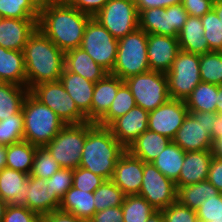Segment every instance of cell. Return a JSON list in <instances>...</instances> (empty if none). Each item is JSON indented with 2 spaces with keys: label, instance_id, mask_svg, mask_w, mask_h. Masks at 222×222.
<instances>
[{
  "label": "cell",
  "instance_id": "45",
  "mask_svg": "<svg viewBox=\"0 0 222 222\" xmlns=\"http://www.w3.org/2000/svg\"><path fill=\"white\" fill-rule=\"evenodd\" d=\"M161 211L164 222H199L196 211L181 204L178 200Z\"/></svg>",
  "mask_w": 222,
  "mask_h": 222
},
{
  "label": "cell",
  "instance_id": "52",
  "mask_svg": "<svg viewBox=\"0 0 222 222\" xmlns=\"http://www.w3.org/2000/svg\"><path fill=\"white\" fill-rule=\"evenodd\" d=\"M43 222H84V219L78 218L72 213L61 210H54L42 216Z\"/></svg>",
  "mask_w": 222,
  "mask_h": 222
},
{
  "label": "cell",
  "instance_id": "9",
  "mask_svg": "<svg viewBox=\"0 0 222 222\" xmlns=\"http://www.w3.org/2000/svg\"><path fill=\"white\" fill-rule=\"evenodd\" d=\"M137 106L152 111L166 103L170 97L165 73L149 70L124 80Z\"/></svg>",
  "mask_w": 222,
  "mask_h": 222
},
{
  "label": "cell",
  "instance_id": "15",
  "mask_svg": "<svg viewBox=\"0 0 222 222\" xmlns=\"http://www.w3.org/2000/svg\"><path fill=\"white\" fill-rule=\"evenodd\" d=\"M188 113L185 101L169 99L155 110L149 111L148 129L172 140Z\"/></svg>",
  "mask_w": 222,
  "mask_h": 222
},
{
  "label": "cell",
  "instance_id": "39",
  "mask_svg": "<svg viewBox=\"0 0 222 222\" xmlns=\"http://www.w3.org/2000/svg\"><path fill=\"white\" fill-rule=\"evenodd\" d=\"M200 76L204 83L222 85V52L200 55Z\"/></svg>",
  "mask_w": 222,
  "mask_h": 222
},
{
  "label": "cell",
  "instance_id": "11",
  "mask_svg": "<svg viewBox=\"0 0 222 222\" xmlns=\"http://www.w3.org/2000/svg\"><path fill=\"white\" fill-rule=\"evenodd\" d=\"M80 47L108 73L112 72L117 56L118 39H115L94 17L86 26Z\"/></svg>",
  "mask_w": 222,
  "mask_h": 222
},
{
  "label": "cell",
  "instance_id": "53",
  "mask_svg": "<svg viewBox=\"0 0 222 222\" xmlns=\"http://www.w3.org/2000/svg\"><path fill=\"white\" fill-rule=\"evenodd\" d=\"M182 0H135L138 13L149 8H166L173 4L181 3Z\"/></svg>",
  "mask_w": 222,
  "mask_h": 222
},
{
  "label": "cell",
  "instance_id": "48",
  "mask_svg": "<svg viewBox=\"0 0 222 222\" xmlns=\"http://www.w3.org/2000/svg\"><path fill=\"white\" fill-rule=\"evenodd\" d=\"M69 6L94 17L109 0H64Z\"/></svg>",
  "mask_w": 222,
  "mask_h": 222
},
{
  "label": "cell",
  "instance_id": "61",
  "mask_svg": "<svg viewBox=\"0 0 222 222\" xmlns=\"http://www.w3.org/2000/svg\"><path fill=\"white\" fill-rule=\"evenodd\" d=\"M39 6L44 3L46 0H34Z\"/></svg>",
  "mask_w": 222,
  "mask_h": 222
},
{
  "label": "cell",
  "instance_id": "35",
  "mask_svg": "<svg viewBox=\"0 0 222 222\" xmlns=\"http://www.w3.org/2000/svg\"><path fill=\"white\" fill-rule=\"evenodd\" d=\"M136 106L129 87L124 82L117 91L115 98L108 112L96 123L99 126L108 127L115 119L125 115L129 110Z\"/></svg>",
  "mask_w": 222,
  "mask_h": 222
},
{
  "label": "cell",
  "instance_id": "43",
  "mask_svg": "<svg viewBox=\"0 0 222 222\" xmlns=\"http://www.w3.org/2000/svg\"><path fill=\"white\" fill-rule=\"evenodd\" d=\"M47 191L55 193L60 199L72 187L73 170L61 168L47 179Z\"/></svg>",
  "mask_w": 222,
  "mask_h": 222
},
{
  "label": "cell",
  "instance_id": "12",
  "mask_svg": "<svg viewBox=\"0 0 222 222\" xmlns=\"http://www.w3.org/2000/svg\"><path fill=\"white\" fill-rule=\"evenodd\" d=\"M188 16L181 3L166 8H149L139 12V29L147 34L178 37Z\"/></svg>",
  "mask_w": 222,
  "mask_h": 222
},
{
  "label": "cell",
  "instance_id": "34",
  "mask_svg": "<svg viewBox=\"0 0 222 222\" xmlns=\"http://www.w3.org/2000/svg\"><path fill=\"white\" fill-rule=\"evenodd\" d=\"M217 85L199 83L186 99L189 112H216Z\"/></svg>",
  "mask_w": 222,
  "mask_h": 222
},
{
  "label": "cell",
  "instance_id": "23",
  "mask_svg": "<svg viewBox=\"0 0 222 222\" xmlns=\"http://www.w3.org/2000/svg\"><path fill=\"white\" fill-rule=\"evenodd\" d=\"M124 83L122 79L107 73L94 86L91 102V122L97 123L109 110L118 88Z\"/></svg>",
  "mask_w": 222,
  "mask_h": 222
},
{
  "label": "cell",
  "instance_id": "5",
  "mask_svg": "<svg viewBox=\"0 0 222 222\" xmlns=\"http://www.w3.org/2000/svg\"><path fill=\"white\" fill-rule=\"evenodd\" d=\"M149 70L147 33L138 28L118 39L117 56L111 74L124 81Z\"/></svg>",
  "mask_w": 222,
  "mask_h": 222
},
{
  "label": "cell",
  "instance_id": "47",
  "mask_svg": "<svg viewBox=\"0 0 222 222\" xmlns=\"http://www.w3.org/2000/svg\"><path fill=\"white\" fill-rule=\"evenodd\" d=\"M42 216L31 211L26 206L8 205L2 222H41Z\"/></svg>",
  "mask_w": 222,
  "mask_h": 222
},
{
  "label": "cell",
  "instance_id": "20",
  "mask_svg": "<svg viewBox=\"0 0 222 222\" xmlns=\"http://www.w3.org/2000/svg\"><path fill=\"white\" fill-rule=\"evenodd\" d=\"M60 82L74 100L78 109L86 116L87 121L91 122V102L95 83L79 74L69 72L65 68L62 71Z\"/></svg>",
  "mask_w": 222,
  "mask_h": 222
},
{
  "label": "cell",
  "instance_id": "46",
  "mask_svg": "<svg viewBox=\"0 0 222 222\" xmlns=\"http://www.w3.org/2000/svg\"><path fill=\"white\" fill-rule=\"evenodd\" d=\"M199 222H211L222 217V193L206 198L196 211Z\"/></svg>",
  "mask_w": 222,
  "mask_h": 222
},
{
  "label": "cell",
  "instance_id": "50",
  "mask_svg": "<svg viewBox=\"0 0 222 222\" xmlns=\"http://www.w3.org/2000/svg\"><path fill=\"white\" fill-rule=\"evenodd\" d=\"M207 180L222 193V158L213 155Z\"/></svg>",
  "mask_w": 222,
  "mask_h": 222
},
{
  "label": "cell",
  "instance_id": "58",
  "mask_svg": "<svg viewBox=\"0 0 222 222\" xmlns=\"http://www.w3.org/2000/svg\"><path fill=\"white\" fill-rule=\"evenodd\" d=\"M147 222H164L161 210H156L148 219Z\"/></svg>",
  "mask_w": 222,
  "mask_h": 222
},
{
  "label": "cell",
  "instance_id": "27",
  "mask_svg": "<svg viewBox=\"0 0 222 222\" xmlns=\"http://www.w3.org/2000/svg\"><path fill=\"white\" fill-rule=\"evenodd\" d=\"M171 142L170 138L148 129L137 137L126 150L144 162H152Z\"/></svg>",
  "mask_w": 222,
  "mask_h": 222
},
{
  "label": "cell",
  "instance_id": "28",
  "mask_svg": "<svg viewBox=\"0 0 222 222\" xmlns=\"http://www.w3.org/2000/svg\"><path fill=\"white\" fill-rule=\"evenodd\" d=\"M0 82L26 87V67L23 51L8 50L0 46Z\"/></svg>",
  "mask_w": 222,
  "mask_h": 222
},
{
  "label": "cell",
  "instance_id": "24",
  "mask_svg": "<svg viewBox=\"0 0 222 222\" xmlns=\"http://www.w3.org/2000/svg\"><path fill=\"white\" fill-rule=\"evenodd\" d=\"M29 174L5 167L0 171V197L12 206H26Z\"/></svg>",
  "mask_w": 222,
  "mask_h": 222
},
{
  "label": "cell",
  "instance_id": "7",
  "mask_svg": "<svg viewBox=\"0 0 222 222\" xmlns=\"http://www.w3.org/2000/svg\"><path fill=\"white\" fill-rule=\"evenodd\" d=\"M214 112H189L172 141L185 152L213 150Z\"/></svg>",
  "mask_w": 222,
  "mask_h": 222
},
{
  "label": "cell",
  "instance_id": "16",
  "mask_svg": "<svg viewBox=\"0 0 222 222\" xmlns=\"http://www.w3.org/2000/svg\"><path fill=\"white\" fill-rule=\"evenodd\" d=\"M180 51L178 37L147 34V56L150 70L166 73Z\"/></svg>",
  "mask_w": 222,
  "mask_h": 222
},
{
  "label": "cell",
  "instance_id": "19",
  "mask_svg": "<svg viewBox=\"0 0 222 222\" xmlns=\"http://www.w3.org/2000/svg\"><path fill=\"white\" fill-rule=\"evenodd\" d=\"M38 18H2L0 46L8 50L23 51L28 38L37 29Z\"/></svg>",
  "mask_w": 222,
  "mask_h": 222
},
{
  "label": "cell",
  "instance_id": "26",
  "mask_svg": "<svg viewBox=\"0 0 222 222\" xmlns=\"http://www.w3.org/2000/svg\"><path fill=\"white\" fill-rule=\"evenodd\" d=\"M178 42L180 50L187 53L201 55L211 52L208 41L204 37L201 17L188 16L182 30L179 32Z\"/></svg>",
  "mask_w": 222,
  "mask_h": 222
},
{
  "label": "cell",
  "instance_id": "56",
  "mask_svg": "<svg viewBox=\"0 0 222 222\" xmlns=\"http://www.w3.org/2000/svg\"><path fill=\"white\" fill-rule=\"evenodd\" d=\"M216 112L222 114V85H217Z\"/></svg>",
  "mask_w": 222,
  "mask_h": 222
},
{
  "label": "cell",
  "instance_id": "33",
  "mask_svg": "<svg viewBox=\"0 0 222 222\" xmlns=\"http://www.w3.org/2000/svg\"><path fill=\"white\" fill-rule=\"evenodd\" d=\"M37 147L26 140L7 146L6 167L30 175Z\"/></svg>",
  "mask_w": 222,
  "mask_h": 222
},
{
  "label": "cell",
  "instance_id": "13",
  "mask_svg": "<svg viewBox=\"0 0 222 222\" xmlns=\"http://www.w3.org/2000/svg\"><path fill=\"white\" fill-rule=\"evenodd\" d=\"M135 0H109L94 16L115 39L125 37L139 28Z\"/></svg>",
  "mask_w": 222,
  "mask_h": 222
},
{
  "label": "cell",
  "instance_id": "22",
  "mask_svg": "<svg viewBox=\"0 0 222 222\" xmlns=\"http://www.w3.org/2000/svg\"><path fill=\"white\" fill-rule=\"evenodd\" d=\"M213 150L186 152L176 186H187L207 180Z\"/></svg>",
  "mask_w": 222,
  "mask_h": 222
},
{
  "label": "cell",
  "instance_id": "36",
  "mask_svg": "<svg viewBox=\"0 0 222 222\" xmlns=\"http://www.w3.org/2000/svg\"><path fill=\"white\" fill-rule=\"evenodd\" d=\"M124 222H147L156 211L142 196L126 195L121 206Z\"/></svg>",
  "mask_w": 222,
  "mask_h": 222
},
{
  "label": "cell",
  "instance_id": "42",
  "mask_svg": "<svg viewBox=\"0 0 222 222\" xmlns=\"http://www.w3.org/2000/svg\"><path fill=\"white\" fill-rule=\"evenodd\" d=\"M204 27V37L208 41L210 51L222 52V23L221 19L211 9L201 17Z\"/></svg>",
  "mask_w": 222,
  "mask_h": 222
},
{
  "label": "cell",
  "instance_id": "4",
  "mask_svg": "<svg viewBox=\"0 0 222 222\" xmlns=\"http://www.w3.org/2000/svg\"><path fill=\"white\" fill-rule=\"evenodd\" d=\"M24 140L36 147L46 146L66 125L49 107L42 104L30 92L23 107Z\"/></svg>",
  "mask_w": 222,
  "mask_h": 222
},
{
  "label": "cell",
  "instance_id": "6",
  "mask_svg": "<svg viewBox=\"0 0 222 222\" xmlns=\"http://www.w3.org/2000/svg\"><path fill=\"white\" fill-rule=\"evenodd\" d=\"M165 75L170 99L186 101L193 89L202 82L200 55L180 51Z\"/></svg>",
  "mask_w": 222,
  "mask_h": 222
},
{
  "label": "cell",
  "instance_id": "59",
  "mask_svg": "<svg viewBox=\"0 0 222 222\" xmlns=\"http://www.w3.org/2000/svg\"><path fill=\"white\" fill-rule=\"evenodd\" d=\"M212 9L215 11L219 19H221V23H222V0H217L213 2Z\"/></svg>",
  "mask_w": 222,
  "mask_h": 222
},
{
  "label": "cell",
  "instance_id": "30",
  "mask_svg": "<svg viewBox=\"0 0 222 222\" xmlns=\"http://www.w3.org/2000/svg\"><path fill=\"white\" fill-rule=\"evenodd\" d=\"M185 151L173 141L152 161V164L168 179L176 183L184 162Z\"/></svg>",
  "mask_w": 222,
  "mask_h": 222
},
{
  "label": "cell",
  "instance_id": "14",
  "mask_svg": "<svg viewBox=\"0 0 222 222\" xmlns=\"http://www.w3.org/2000/svg\"><path fill=\"white\" fill-rule=\"evenodd\" d=\"M138 195L156 210H162L177 200V188L152 162H144L142 185Z\"/></svg>",
  "mask_w": 222,
  "mask_h": 222
},
{
  "label": "cell",
  "instance_id": "32",
  "mask_svg": "<svg viewBox=\"0 0 222 222\" xmlns=\"http://www.w3.org/2000/svg\"><path fill=\"white\" fill-rule=\"evenodd\" d=\"M176 188L177 200L194 211L199 209L206 198L220 194V192L208 180L187 186H176Z\"/></svg>",
  "mask_w": 222,
  "mask_h": 222
},
{
  "label": "cell",
  "instance_id": "60",
  "mask_svg": "<svg viewBox=\"0 0 222 222\" xmlns=\"http://www.w3.org/2000/svg\"><path fill=\"white\" fill-rule=\"evenodd\" d=\"M8 203L0 197V222H2Z\"/></svg>",
  "mask_w": 222,
  "mask_h": 222
},
{
  "label": "cell",
  "instance_id": "21",
  "mask_svg": "<svg viewBox=\"0 0 222 222\" xmlns=\"http://www.w3.org/2000/svg\"><path fill=\"white\" fill-rule=\"evenodd\" d=\"M47 180L28 176V190L24 192L27 197L26 207L40 216L58 210L61 199L47 191Z\"/></svg>",
  "mask_w": 222,
  "mask_h": 222
},
{
  "label": "cell",
  "instance_id": "54",
  "mask_svg": "<svg viewBox=\"0 0 222 222\" xmlns=\"http://www.w3.org/2000/svg\"><path fill=\"white\" fill-rule=\"evenodd\" d=\"M220 138H222V114L214 112V127L212 131V140L213 142H215Z\"/></svg>",
  "mask_w": 222,
  "mask_h": 222
},
{
  "label": "cell",
  "instance_id": "57",
  "mask_svg": "<svg viewBox=\"0 0 222 222\" xmlns=\"http://www.w3.org/2000/svg\"><path fill=\"white\" fill-rule=\"evenodd\" d=\"M213 155L222 158V138L214 142Z\"/></svg>",
  "mask_w": 222,
  "mask_h": 222
},
{
  "label": "cell",
  "instance_id": "18",
  "mask_svg": "<svg viewBox=\"0 0 222 222\" xmlns=\"http://www.w3.org/2000/svg\"><path fill=\"white\" fill-rule=\"evenodd\" d=\"M144 161L132 156L127 150L117 161L111 181L125 195L139 194L143 178Z\"/></svg>",
  "mask_w": 222,
  "mask_h": 222
},
{
  "label": "cell",
  "instance_id": "41",
  "mask_svg": "<svg viewBox=\"0 0 222 222\" xmlns=\"http://www.w3.org/2000/svg\"><path fill=\"white\" fill-rule=\"evenodd\" d=\"M60 169L61 166L56 159L51 156L45 146L37 147L34 154L30 176L47 180Z\"/></svg>",
  "mask_w": 222,
  "mask_h": 222
},
{
  "label": "cell",
  "instance_id": "55",
  "mask_svg": "<svg viewBox=\"0 0 222 222\" xmlns=\"http://www.w3.org/2000/svg\"><path fill=\"white\" fill-rule=\"evenodd\" d=\"M7 146L0 144V171L6 167Z\"/></svg>",
  "mask_w": 222,
  "mask_h": 222
},
{
  "label": "cell",
  "instance_id": "49",
  "mask_svg": "<svg viewBox=\"0 0 222 222\" xmlns=\"http://www.w3.org/2000/svg\"><path fill=\"white\" fill-rule=\"evenodd\" d=\"M182 6L188 15L202 17L212 9L213 2L211 0H182Z\"/></svg>",
  "mask_w": 222,
  "mask_h": 222
},
{
  "label": "cell",
  "instance_id": "2",
  "mask_svg": "<svg viewBox=\"0 0 222 222\" xmlns=\"http://www.w3.org/2000/svg\"><path fill=\"white\" fill-rule=\"evenodd\" d=\"M23 56L26 67V87L31 90L44 82L59 81L64 70V52L38 28L28 38Z\"/></svg>",
  "mask_w": 222,
  "mask_h": 222
},
{
  "label": "cell",
  "instance_id": "62",
  "mask_svg": "<svg viewBox=\"0 0 222 222\" xmlns=\"http://www.w3.org/2000/svg\"><path fill=\"white\" fill-rule=\"evenodd\" d=\"M211 222H222V217L218 218V219H213V221Z\"/></svg>",
  "mask_w": 222,
  "mask_h": 222
},
{
  "label": "cell",
  "instance_id": "44",
  "mask_svg": "<svg viewBox=\"0 0 222 222\" xmlns=\"http://www.w3.org/2000/svg\"><path fill=\"white\" fill-rule=\"evenodd\" d=\"M105 179L83 167L73 169L72 186L86 192H94Z\"/></svg>",
  "mask_w": 222,
  "mask_h": 222
},
{
  "label": "cell",
  "instance_id": "1",
  "mask_svg": "<svg viewBox=\"0 0 222 222\" xmlns=\"http://www.w3.org/2000/svg\"><path fill=\"white\" fill-rule=\"evenodd\" d=\"M91 18L64 0H46L39 8L37 28L60 50L66 52L81 46Z\"/></svg>",
  "mask_w": 222,
  "mask_h": 222
},
{
  "label": "cell",
  "instance_id": "38",
  "mask_svg": "<svg viewBox=\"0 0 222 222\" xmlns=\"http://www.w3.org/2000/svg\"><path fill=\"white\" fill-rule=\"evenodd\" d=\"M93 193L96 212L122 206L126 196L111 180H105Z\"/></svg>",
  "mask_w": 222,
  "mask_h": 222
},
{
  "label": "cell",
  "instance_id": "51",
  "mask_svg": "<svg viewBox=\"0 0 222 222\" xmlns=\"http://www.w3.org/2000/svg\"><path fill=\"white\" fill-rule=\"evenodd\" d=\"M92 222H124L121 206L103 209L96 212L90 219Z\"/></svg>",
  "mask_w": 222,
  "mask_h": 222
},
{
  "label": "cell",
  "instance_id": "17",
  "mask_svg": "<svg viewBox=\"0 0 222 222\" xmlns=\"http://www.w3.org/2000/svg\"><path fill=\"white\" fill-rule=\"evenodd\" d=\"M149 111L135 106L125 115L115 119L108 128L113 136L127 149L129 145L148 130Z\"/></svg>",
  "mask_w": 222,
  "mask_h": 222
},
{
  "label": "cell",
  "instance_id": "40",
  "mask_svg": "<svg viewBox=\"0 0 222 222\" xmlns=\"http://www.w3.org/2000/svg\"><path fill=\"white\" fill-rule=\"evenodd\" d=\"M24 117L22 110L0 121V144L11 145L24 140Z\"/></svg>",
  "mask_w": 222,
  "mask_h": 222
},
{
  "label": "cell",
  "instance_id": "31",
  "mask_svg": "<svg viewBox=\"0 0 222 222\" xmlns=\"http://www.w3.org/2000/svg\"><path fill=\"white\" fill-rule=\"evenodd\" d=\"M29 92L27 87L0 82V121L21 111Z\"/></svg>",
  "mask_w": 222,
  "mask_h": 222
},
{
  "label": "cell",
  "instance_id": "37",
  "mask_svg": "<svg viewBox=\"0 0 222 222\" xmlns=\"http://www.w3.org/2000/svg\"><path fill=\"white\" fill-rule=\"evenodd\" d=\"M39 8L34 0H0L2 18H39Z\"/></svg>",
  "mask_w": 222,
  "mask_h": 222
},
{
  "label": "cell",
  "instance_id": "10",
  "mask_svg": "<svg viewBox=\"0 0 222 222\" xmlns=\"http://www.w3.org/2000/svg\"><path fill=\"white\" fill-rule=\"evenodd\" d=\"M30 93L54 111L65 124H82L86 116L78 109L63 84L59 81L44 82L34 86Z\"/></svg>",
  "mask_w": 222,
  "mask_h": 222
},
{
  "label": "cell",
  "instance_id": "29",
  "mask_svg": "<svg viewBox=\"0 0 222 222\" xmlns=\"http://www.w3.org/2000/svg\"><path fill=\"white\" fill-rule=\"evenodd\" d=\"M59 210L72 213L84 220H90L96 213L94 193L72 186L61 199Z\"/></svg>",
  "mask_w": 222,
  "mask_h": 222
},
{
  "label": "cell",
  "instance_id": "25",
  "mask_svg": "<svg viewBox=\"0 0 222 222\" xmlns=\"http://www.w3.org/2000/svg\"><path fill=\"white\" fill-rule=\"evenodd\" d=\"M64 68L94 83L101 80L108 73L81 47L64 52Z\"/></svg>",
  "mask_w": 222,
  "mask_h": 222
},
{
  "label": "cell",
  "instance_id": "8",
  "mask_svg": "<svg viewBox=\"0 0 222 222\" xmlns=\"http://www.w3.org/2000/svg\"><path fill=\"white\" fill-rule=\"evenodd\" d=\"M86 136L87 122L66 124L45 147L61 168L73 170L80 165Z\"/></svg>",
  "mask_w": 222,
  "mask_h": 222
},
{
  "label": "cell",
  "instance_id": "3",
  "mask_svg": "<svg viewBox=\"0 0 222 222\" xmlns=\"http://www.w3.org/2000/svg\"><path fill=\"white\" fill-rule=\"evenodd\" d=\"M126 148L113 136L108 127L87 122V136L79 167L111 180L115 165Z\"/></svg>",
  "mask_w": 222,
  "mask_h": 222
}]
</instances>
